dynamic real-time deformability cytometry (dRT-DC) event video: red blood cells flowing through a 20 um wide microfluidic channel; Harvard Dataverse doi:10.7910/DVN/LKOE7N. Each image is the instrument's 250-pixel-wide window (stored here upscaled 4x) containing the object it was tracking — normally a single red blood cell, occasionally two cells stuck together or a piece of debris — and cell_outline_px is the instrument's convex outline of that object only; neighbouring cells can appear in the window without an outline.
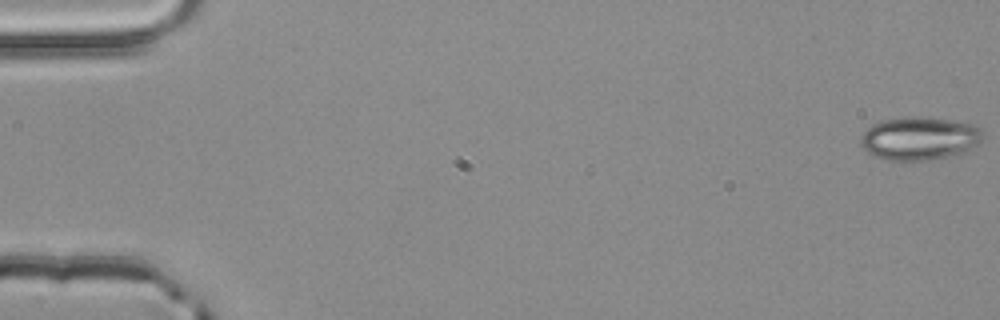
{"species": "common noctule bat (a hibernating species)", "species_latin": "Nyctalus noctula", "temperature_condition": "room temperature", "stored_images_in_passage": 53, "camera_frame_rate_fps": 3000, "um_per_image_px": 0.085, "animal": {"sex": "male", "body_mass_g": 20.4}, "frame": {"image": 1, "passage_image": 1, "time_ms": 0.0, "image_size_px": [1000, 320], "cell_outline_px": [[984, 140], [964, 152], [948, 156], [928, 160], [888, 160], [876, 156], [868, 152], [860, 144], [860, 136], [872, 124], [880, 120], [908, 116], [924, 116], [976, 124], [984, 132]], "centroid_in_image_um": [78.18, 11.74], "position_along_channel_um": 6.8, "area_um2": 31.04}}
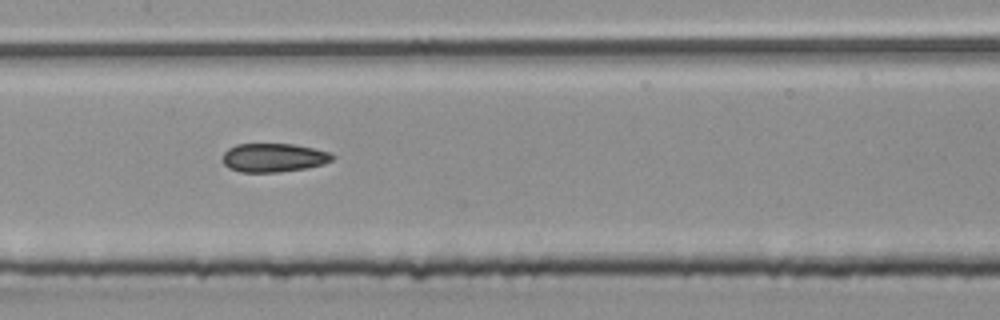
{"frame": {"image": 2, "passage_image": 27, "time_ms": 8.667, "image_size_px": [1000, 320], "cell_outline_px": [[336, 156], [332, 160], [324, 164], [304, 168], [280, 172], [240, 172], [228, 168], [224, 164], [224, 152], [228, 148], [236, 144], [292, 144], [332, 152]], "centroid_in_image_um": [23.28, 13.4], "position_along_channel_um": 184.1, "area_um2": 18.38}}
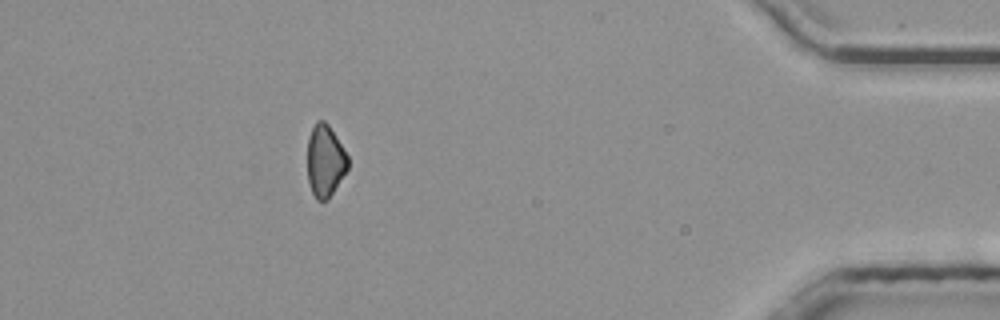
{"frame": {"image": 3, "passage_image": 48, "time_ms": 15.667, "image_size_px": [1000, 320], "cell_outline_px": [[348, 168], [328, 200], [316, 200], [312, 192], [308, 180], [308, 136], [316, 120], [324, 120], [328, 124], [348, 156]], "centroid_in_image_um": [27.63, 13.67], "position_along_channel_um": 407.6, "area_um2": 16.88}, "authors_computed_cell_mechanics": {"area_um2": 19.1896, "velocity_mm_per_s": 3.9719, "shape_relaxation_time_tau1_ms": 9.6959, "shape_relaxation_time_tau2_ms": 5.0244, "deformation_change_tau1": 0.1195, "deformation_change_tau2": 0.1052}}